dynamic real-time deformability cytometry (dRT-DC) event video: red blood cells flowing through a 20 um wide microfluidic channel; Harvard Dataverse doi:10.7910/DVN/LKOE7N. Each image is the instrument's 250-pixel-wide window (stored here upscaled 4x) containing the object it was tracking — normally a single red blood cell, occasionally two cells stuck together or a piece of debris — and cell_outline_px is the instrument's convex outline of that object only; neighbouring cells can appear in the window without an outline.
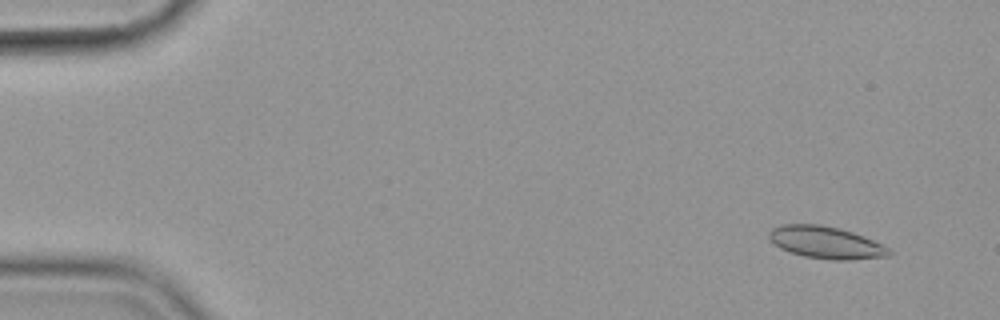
{"species": "common noctule bat (a hibernating species)", "species_latin": "Nyctalus noctula", "temperature_condition": "cold", "stored_images_in_passage": 56, "camera_frame_rate_fps": 3000, "um_per_image_px": 0.085, "animal": {"sex": "female", "body_mass_g": 19.9}, "frame": {"image": 1, "passage_image": 4, "time_ms": 1.0, "image_size_px": [1000, 320], "cell_outline_px": [[892, 252], [888, 256], [848, 260], [832, 260], [804, 256], [788, 252], [780, 248], [768, 236], [768, 232], [772, 228], [780, 224], [820, 224], [840, 228], [852, 232], [872, 240], [888, 248]], "centroid_in_image_um": [70.16, 20.6], "position_along_channel_um": 14.8, "area_um2": 22.37}}
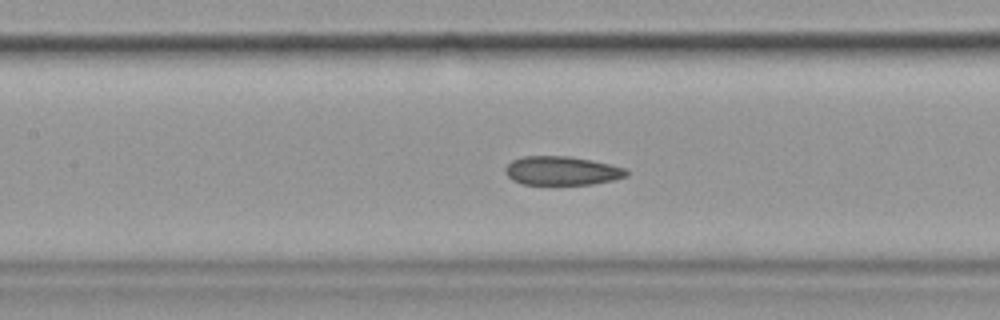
{"frame": {"image": 2, "passage_image": 26, "time_ms": 8.333, "image_size_px": [1000, 320], "cell_outline_px": [[628, 176], [612, 180], [592, 184], [524, 184], [512, 180], [504, 172], [504, 168], [512, 160], [524, 156], [568, 156], [592, 160], [624, 168], [628, 172]], "centroid_in_image_um": [47.73, 14.51], "position_along_channel_um": 159.7, "area_um2": 20.23}}
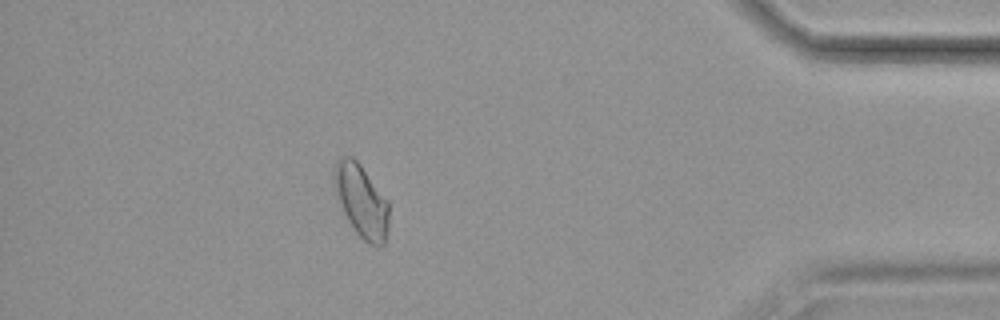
{"frame": {"image": 3, "passage_image": 50, "time_ms": 16.333, "image_size_px": [1000, 320], "cell_outline_px": [[388, 228], [384, 244], [368, 244], [356, 232], [348, 220], [344, 212], [336, 192], [332, 176], [336, 160], [344, 156], [352, 156], [360, 164], [388, 200]], "centroid_in_image_um": [30.71, 17.04], "position_along_channel_um": 404.5, "area_um2": 22.89}, "authors_computed_cell_mechanics": {"area_um2": 21.5883, "velocity_mm_per_s": 3.5708, "shape_relaxation_time_tau1_ms": null, "shape_relaxation_time_tau2_ms": 3.2291, "deformation_change_tau1": null, "deformation_change_tau2": 0.0679}}